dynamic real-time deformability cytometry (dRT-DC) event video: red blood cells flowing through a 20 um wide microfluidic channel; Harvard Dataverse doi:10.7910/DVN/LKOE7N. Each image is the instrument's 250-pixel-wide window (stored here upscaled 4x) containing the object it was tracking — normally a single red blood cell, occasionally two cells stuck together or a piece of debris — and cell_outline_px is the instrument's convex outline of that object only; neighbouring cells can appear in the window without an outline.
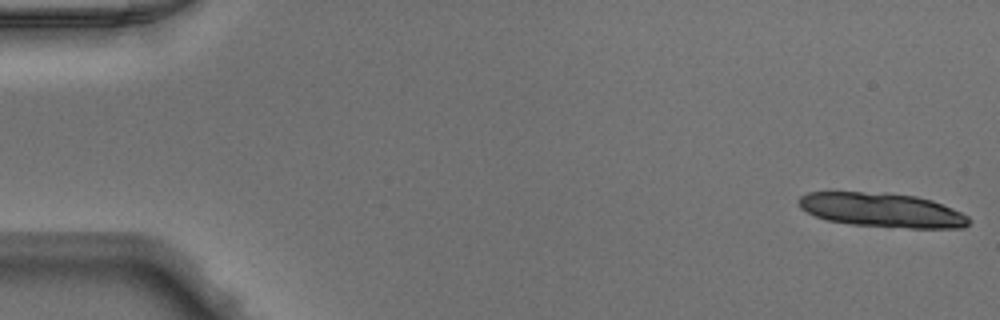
{"species": "Egyptian fruit bat (a non-hibernating species)", "species_latin": "Rousettus aegyptiacus", "temperature_condition": "warm", "stored_images_in_passage": 14, "camera_frame_rate_fps": 3000, "um_per_image_px": 0.085, "animal": {"sex": "male"}, "frame": {"image": 1, "passage_image": 1, "time_ms": 0.0, "image_size_px": [1000, 320], "cell_outline_px": [[972, 220], [964, 228], [908, 228], [848, 224], [828, 220], [816, 216], [800, 208], [800, 196], [808, 192], [860, 192], [916, 196], [932, 200], [952, 208], [968, 216]], "centroid_in_image_um": [75.0, 17.87], "position_along_channel_um": 10.0, "area_um2": 33.64}}